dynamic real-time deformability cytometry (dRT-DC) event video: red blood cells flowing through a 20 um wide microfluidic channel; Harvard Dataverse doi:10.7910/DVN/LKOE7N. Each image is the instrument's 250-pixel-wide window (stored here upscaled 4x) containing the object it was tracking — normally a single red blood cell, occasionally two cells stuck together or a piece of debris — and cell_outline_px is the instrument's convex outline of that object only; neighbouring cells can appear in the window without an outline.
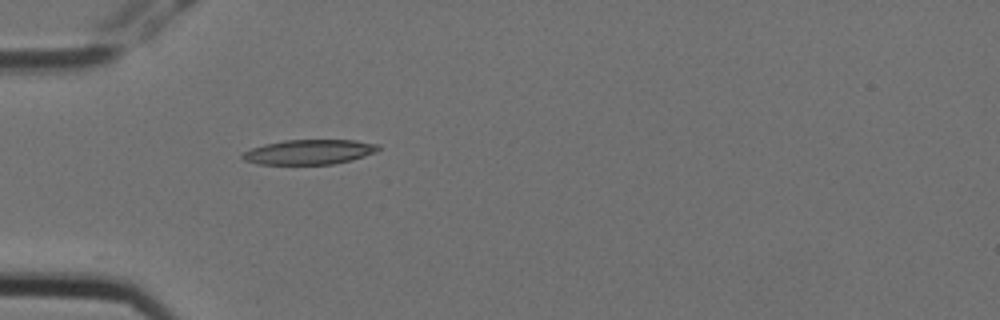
{"species": "Egyptian fruit bat (a non-hibernating species)", "species_latin": "Rousettus aegyptiacus", "temperature_condition": "cold", "stored_images_in_passage": 5, "camera_frame_rate_fps": 3000, "um_per_image_px": 0.085, "animal": {"sex": "female"}, "frame": {"image": 1, "passage_image": 5, "time_ms": 1.333, "image_size_px": [1000, 320], "cell_outline_px": [[380, 148], [376, 152], [352, 160], [332, 164], [260, 164], [244, 160], [240, 156], [244, 152], [252, 148], [264, 144], [284, 140], [356, 140], [380, 144]], "centroid_in_image_um": [26.31, 12.91], "position_along_channel_um": 58.7, "area_um2": 19.65}}